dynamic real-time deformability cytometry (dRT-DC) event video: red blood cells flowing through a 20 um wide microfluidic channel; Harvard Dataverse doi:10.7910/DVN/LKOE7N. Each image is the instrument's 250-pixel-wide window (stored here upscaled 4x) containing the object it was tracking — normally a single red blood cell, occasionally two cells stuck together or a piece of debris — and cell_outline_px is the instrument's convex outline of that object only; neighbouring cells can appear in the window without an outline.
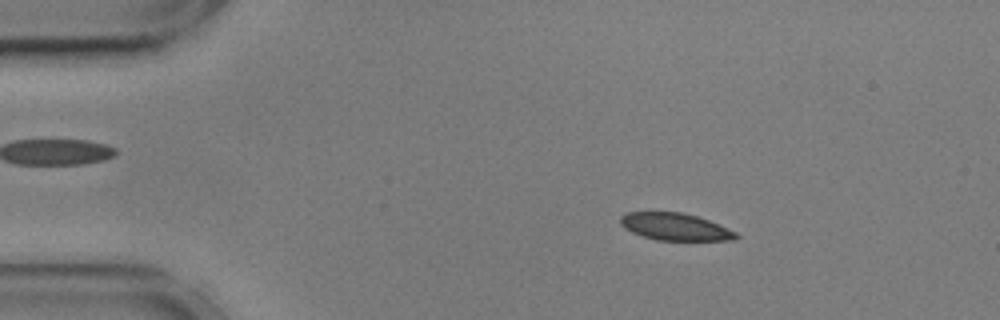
{"species": "common noctule bat (a hibernating species)", "species_latin": "Nyctalus noctula", "temperature_condition": "cold", "stored_images_in_passage": 16, "camera_frame_rate_fps": 3000, "um_per_image_px": 0.085, "animal": {"sex": "male", "body_mass_g": 17.9, "forearm_length_mm": 54.2}, "frame": {"image": 1, "passage_image": 9, "time_ms": 2.667, "image_size_px": [1000, 320], "cell_outline_px": [[740, 236], [736, 240], [656, 240], [632, 232], [624, 228], [620, 224], [620, 216], [628, 212], [684, 212], [708, 220], [736, 232]], "centroid_in_image_um": [57.38, 19.27], "position_along_channel_um": 27.6, "area_um2": 18.26}}